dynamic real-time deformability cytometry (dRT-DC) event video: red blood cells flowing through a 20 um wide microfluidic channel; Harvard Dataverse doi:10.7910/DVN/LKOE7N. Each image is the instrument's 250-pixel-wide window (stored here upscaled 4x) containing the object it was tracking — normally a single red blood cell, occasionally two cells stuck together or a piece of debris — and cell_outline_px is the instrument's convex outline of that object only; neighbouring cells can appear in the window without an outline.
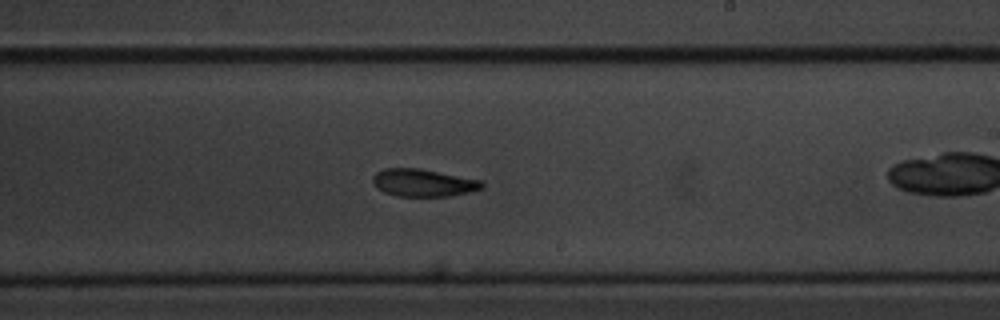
{"species": "common noctule bat (a hibernating species)", "species_latin": "Nyctalus noctula", "temperature_condition": "cold", "stored_images_in_passage": 30, "camera_frame_rate_fps": 3000, "um_per_image_px": 0.085, "animal": {"sex": "male", "body_mass_g": 20.1, "forearm_length_mm": 53.5}, "frame": {"image": 1, "passage_image": 13, "time_ms": 4.0, "image_size_px": [1000, 320], "cell_outline_px": [[484, 188], [468, 192], [448, 196], [396, 196], [384, 192], [376, 188], [372, 180], [372, 176], [376, 172], [384, 168], [420, 168], [480, 180], [484, 184]], "centroid_in_image_um": [35.94, 15.53], "position_along_channel_um": 253.1, "area_um2": 17.51}}
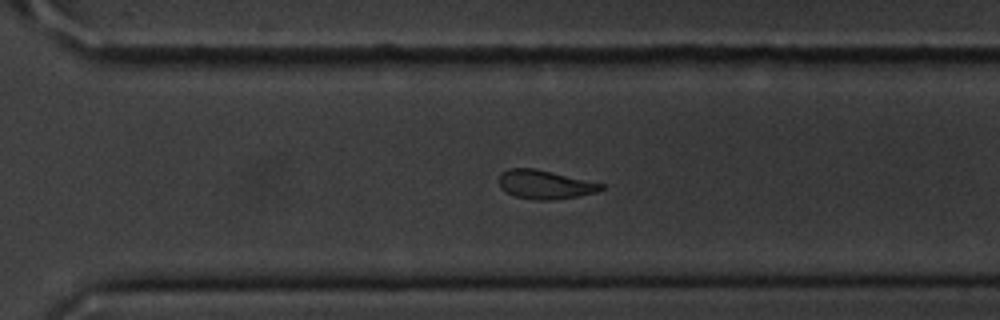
{"frame": {"image": 2, "passage_image": 19, "time_ms": 6.0, "image_size_px": [1000, 320], "cell_outline_px": [[604, 188], [596, 192], [580, 196], [552, 200], [532, 200], [516, 196], [500, 188], [496, 180], [500, 172], [508, 168], [536, 168], [604, 184]], "centroid_in_image_um": [46.27, 15.68], "position_along_channel_um": 324.3, "area_um2": 17.4}}
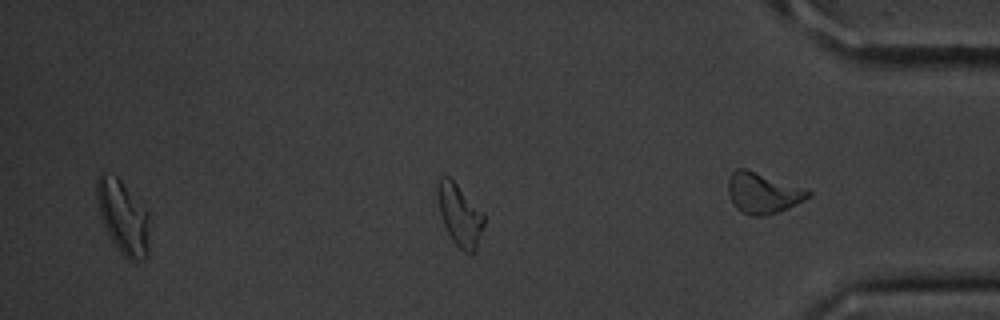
{"frame": {"image": 3, "passage_image": 23, "time_ms": 7.333, "image_size_px": [1000, 320], "cell_outline_px": [[484, 224], [476, 252], [464, 252], [452, 240], [444, 224], [440, 212], [436, 192], [436, 184], [440, 176], [448, 176], [484, 212]], "centroid_in_image_um": [39.08, 18.26], "position_along_channel_um": 396.1, "area_um2": 16.65}, "authors_computed_cell_mechanics": {"area_um2": 18.9295, "velocity_mm_per_s": 3.6052, "shape_relaxation_time_tau1_ms": 4.9851, "shape_relaxation_time_tau2_ms": null, "deformation_change_tau1": 0.1289, "deformation_change_tau2": null}}